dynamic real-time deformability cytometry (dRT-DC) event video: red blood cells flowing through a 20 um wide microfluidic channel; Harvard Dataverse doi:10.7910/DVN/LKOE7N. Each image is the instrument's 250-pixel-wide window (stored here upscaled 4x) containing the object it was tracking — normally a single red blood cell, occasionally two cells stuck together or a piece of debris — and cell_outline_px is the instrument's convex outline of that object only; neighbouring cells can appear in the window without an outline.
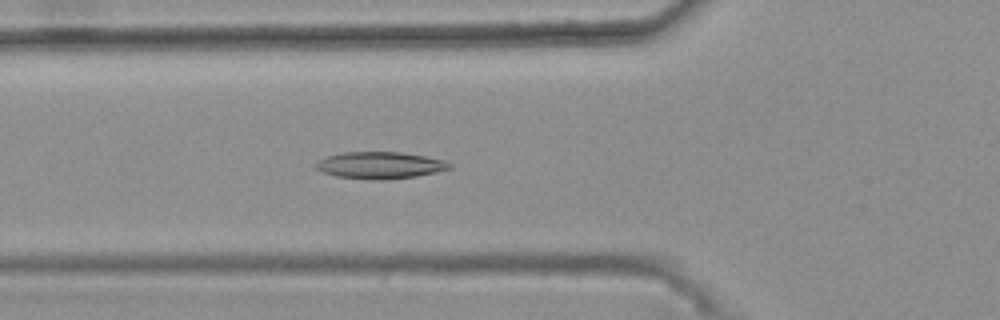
{"species": "common noctule bat (a hibernating species)", "species_latin": "Nyctalus noctula", "temperature_condition": "warm", "stored_images_in_passage": 35, "camera_frame_rate_fps": 3000, "um_per_image_px": 0.085, "animal": {"sex": "female", "body_mass_g": 25.1}, "frame": {"image": 1, "passage_image": 8, "time_ms": 2.333, "image_size_px": [1000, 320], "cell_outline_px": [[452, 168], [436, 172], [416, 176], [376, 180], [336, 176], [324, 172], [316, 168], [316, 164], [320, 160], [328, 156], [344, 152], [400, 152], [424, 156], [444, 160], [452, 164]], "centroid_in_image_um": [32.34, 14.04], "position_along_channel_um": 93.5, "area_um2": 20.58}}
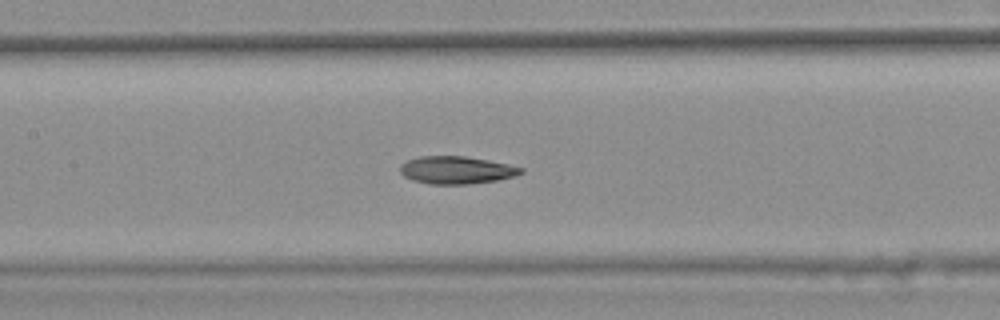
{"frame": {"image": 2, "passage_image": 14, "time_ms": 4.333, "image_size_px": [1000, 320], "cell_outline_px": [[524, 172], [516, 176], [496, 180], [468, 184], [432, 184], [412, 180], [404, 176], [400, 172], [400, 164], [408, 160], [420, 156], [464, 156], [488, 160], [508, 164], [524, 168]], "centroid_in_image_um": [38.8, 14.45], "position_along_channel_um": 168.6, "area_um2": 19.42}}
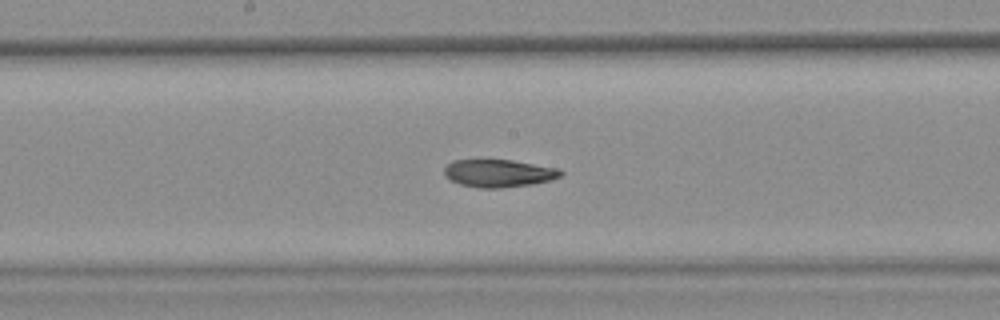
{"frame": {"image": 3, "passage_image": 17, "time_ms": 5.333, "image_size_px": [1000, 320], "cell_outline_px": [[564, 172], [560, 176], [552, 180], [532, 184], [500, 188], [480, 188], [460, 184], [444, 176], [444, 168], [452, 160], [480, 156], [512, 160], [560, 168]], "centroid_in_image_um": [42.35, 14.67], "position_along_channel_um": 205.9, "area_um2": 19.71}, "authors_computed_cell_mechanics": {"area_um2": 19.652, "velocity_mm_per_s": 3.7447, "shape_relaxation_time_tau1_ms": null, "shape_relaxation_time_tau2_ms": 4.7792, "deformation_change_tau1": null, "deformation_change_tau2": 0.1158}}